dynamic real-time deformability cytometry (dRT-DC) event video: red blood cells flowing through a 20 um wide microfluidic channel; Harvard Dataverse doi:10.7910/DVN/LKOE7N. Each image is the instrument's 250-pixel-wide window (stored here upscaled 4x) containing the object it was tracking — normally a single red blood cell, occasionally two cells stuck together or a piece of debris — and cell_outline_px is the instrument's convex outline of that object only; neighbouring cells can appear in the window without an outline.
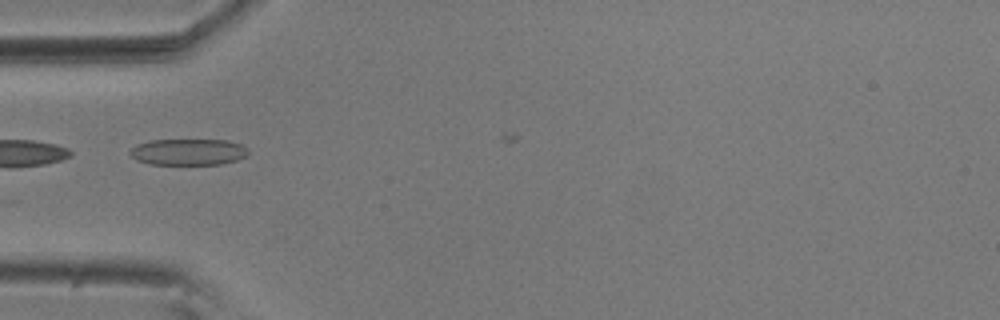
{"species": "common noctule bat (a hibernating species)", "species_latin": "Nyctalus noctula", "temperature_condition": "room temperature", "stored_images_in_passage": 3, "camera_frame_rate_fps": 3000, "um_per_image_px": 0.085, "animal": {"sex": "male", "body_mass_g": 20.5, "forearm_length_mm": 52.5}, "frame": {"image": 1, "passage_image": 1, "time_ms": 0.0, "image_size_px": [1000, 320], "cell_outline_px": [[248, 156], [236, 160], [220, 164], [148, 164], [136, 160], [128, 152], [136, 144], [152, 140], [228, 140], [240, 144], [248, 148]], "centroid_in_image_um": [16.0, 12.91], "position_along_channel_um": 69.0, "area_um2": 18.21}}